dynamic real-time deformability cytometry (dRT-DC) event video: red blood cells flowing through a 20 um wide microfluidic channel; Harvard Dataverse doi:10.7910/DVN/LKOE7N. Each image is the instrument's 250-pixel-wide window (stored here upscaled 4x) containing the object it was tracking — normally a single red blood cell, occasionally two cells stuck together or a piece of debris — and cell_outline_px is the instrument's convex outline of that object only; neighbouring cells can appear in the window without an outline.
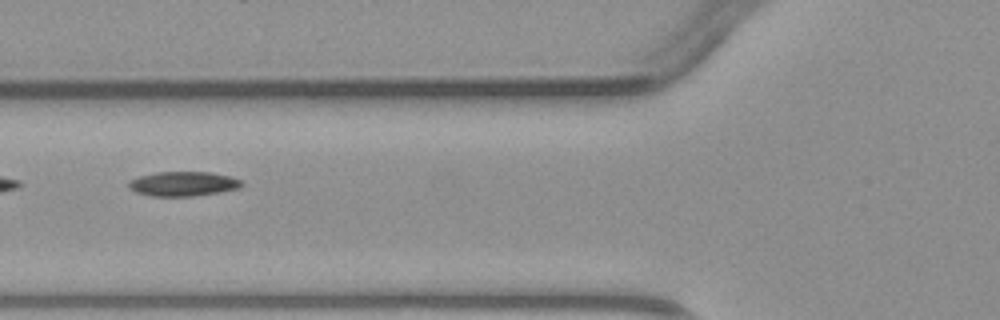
{"species": "common noctule bat (a hibernating species)", "species_latin": "Nyctalus noctula", "temperature_condition": "warm", "stored_images_in_passage": 2, "camera_frame_rate_fps": 3000, "um_per_image_px": 0.085, "animal": {"sex": "male", "body_mass_g": 23.1, "forearm_length_mm": 52.7}, "frame": {"image": 1, "passage_image": 2, "time_ms": 1.333, "image_size_px": [1000, 320], "cell_outline_px": [[244, 184], [240, 188], [220, 192], [192, 196], [152, 196], [136, 192], [128, 188], [128, 180], [140, 176], [156, 172], [208, 172], [228, 176], [240, 180]], "centroid_in_image_um": [15.54, 15.63], "position_along_channel_um": 110.3, "area_um2": 16.13}}